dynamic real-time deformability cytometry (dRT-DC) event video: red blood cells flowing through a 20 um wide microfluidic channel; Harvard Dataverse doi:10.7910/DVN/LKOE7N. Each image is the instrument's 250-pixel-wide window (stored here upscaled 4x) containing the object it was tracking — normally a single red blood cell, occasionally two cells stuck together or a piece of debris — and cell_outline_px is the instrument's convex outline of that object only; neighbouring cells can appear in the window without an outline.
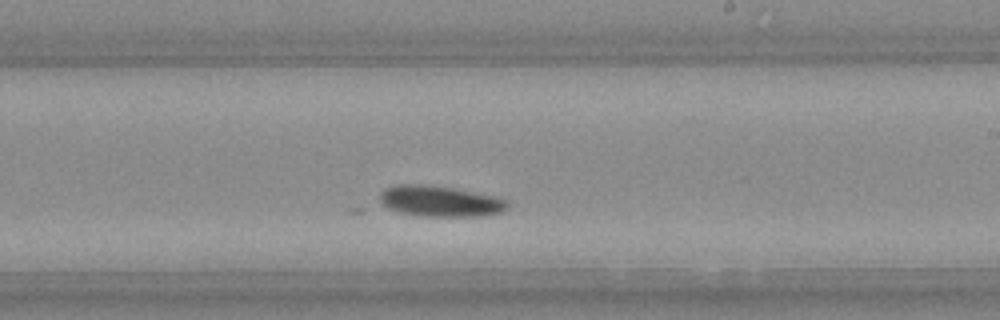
{"species": "Egyptian fruit bat (a non-hibernating species)", "species_latin": "Rousettus aegyptiacus", "temperature_condition": "warm", "stored_images_in_passage": 22, "camera_frame_rate_fps": 3000, "um_per_image_px": 0.085, "animal": {"sex": "female"}, "frame": {"image": 1, "passage_image": 12, "time_ms": 3.667, "image_size_px": [1000, 320], "cell_outline_px": [[508, 208], [504, 212], [480, 216], [412, 216], [388, 208], [380, 200], [380, 192], [384, 188], [400, 184], [420, 184], [452, 188], [496, 196], [508, 200]], "centroid_in_image_um": [37.43, 17.11], "position_along_channel_um": 251.6, "area_um2": 23.06}}
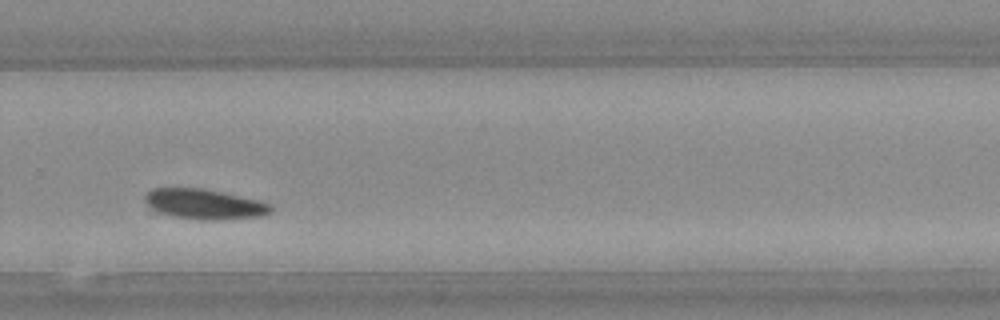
{"frame": {"image": 2, "passage_image": 15, "time_ms": 4.667, "image_size_px": [1000, 320], "cell_outline_px": [[272, 212], [264, 216], [220, 220], [200, 220], [148, 212], [144, 200], [144, 196], [152, 188], [200, 188], [260, 200], [272, 204]], "centroid_in_image_um": [17.31, 17.37], "position_along_channel_um": 312.5, "area_um2": 22.66}}